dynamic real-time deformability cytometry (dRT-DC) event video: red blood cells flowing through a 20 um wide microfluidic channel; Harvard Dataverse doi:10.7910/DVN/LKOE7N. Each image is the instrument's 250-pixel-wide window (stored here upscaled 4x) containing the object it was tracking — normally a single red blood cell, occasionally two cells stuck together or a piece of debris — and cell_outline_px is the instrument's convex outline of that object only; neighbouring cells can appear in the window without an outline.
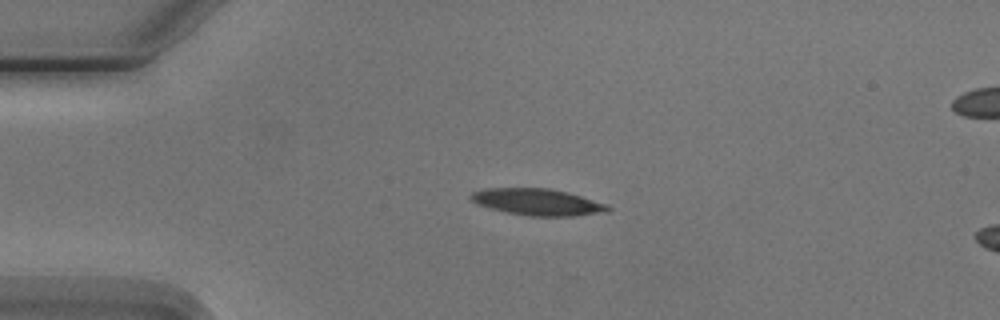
{"species": "Egyptian fruit bat (a non-hibernating species)", "species_latin": "Rousettus aegyptiacus", "temperature_condition": "cold", "stored_images_in_passage": 2, "camera_frame_rate_fps": 3000, "um_per_image_px": 0.085, "animal": {"sex": "male"}, "frame": {"image": 1, "passage_image": 1, "time_ms": 0.0, "image_size_px": [1000, 320], "cell_outline_px": [[612, 208], [608, 212], [576, 216], [528, 216], [488, 208], [476, 204], [468, 196], [472, 192], [484, 188], [548, 188], [568, 192], [608, 204]], "centroid_in_image_um": [45.7, 17.17], "position_along_channel_um": 39.3, "area_um2": 21.5}}